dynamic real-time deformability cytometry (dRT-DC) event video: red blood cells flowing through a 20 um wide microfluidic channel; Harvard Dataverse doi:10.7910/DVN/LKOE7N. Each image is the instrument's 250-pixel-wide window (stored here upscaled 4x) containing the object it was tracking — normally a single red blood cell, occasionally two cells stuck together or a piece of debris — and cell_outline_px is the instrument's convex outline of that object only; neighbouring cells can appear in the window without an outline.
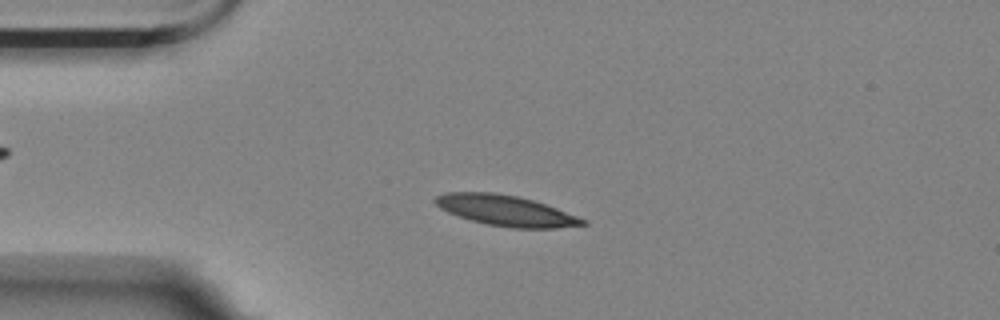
{"species": "Egyptian fruit bat (a non-hibernating species)", "species_latin": "Rousettus aegyptiacus", "temperature_condition": "room temperature", "stored_images_in_passage": 56, "camera_frame_rate_fps": 3000, "um_per_image_px": 0.085, "animal": {"sex": "female"}, "frame": {"image": 1, "passage_image": 12, "time_ms": 3.667, "image_size_px": [1000, 320], "cell_outline_px": [[588, 224], [556, 228], [512, 228], [484, 224], [448, 212], [440, 208], [432, 200], [436, 196], [444, 192], [496, 192], [520, 196], [556, 208], [588, 220]], "centroid_in_image_um": [42.99, 17.89], "position_along_channel_um": 42.0, "area_um2": 26.36}}
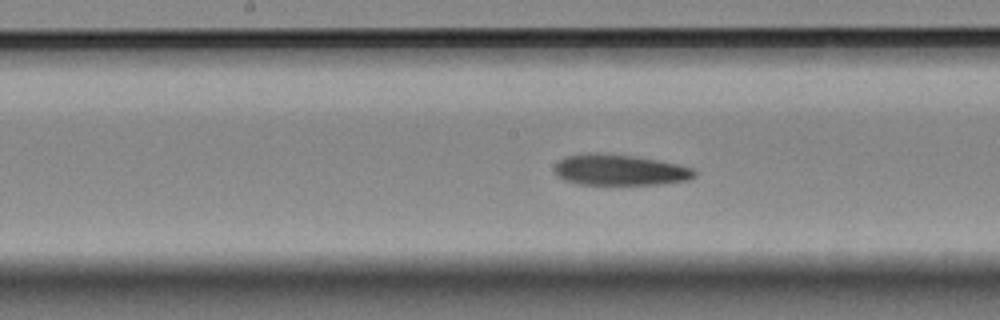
{"frame": {"image": 2, "passage_image": 27, "time_ms": 8.667, "image_size_px": [1000, 320], "cell_outline_px": [[700, 172], [696, 176], [688, 180], [660, 184], [580, 184], [564, 180], [556, 176], [556, 164], [560, 160], [568, 156], [588, 152], [600, 152], [636, 156], [676, 164], [692, 168]], "centroid_in_image_um": [52.71, 14.44], "position_along_channel_um": 195.5, "area_um2": 25.26}}
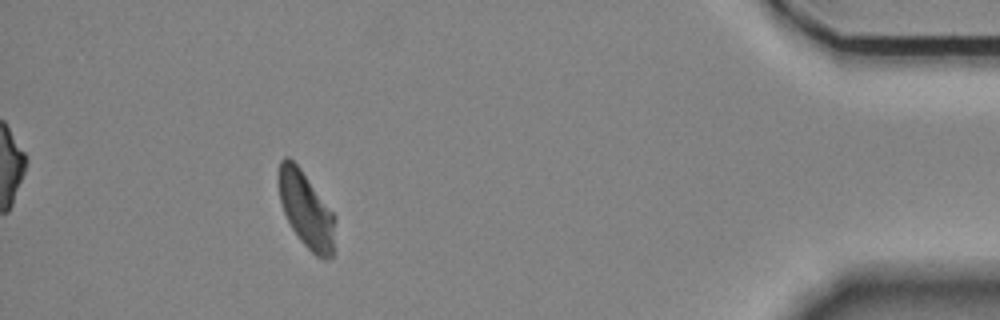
{"frame": {"image": 3, "passage_image": 50, "time_ms": 16.333, "image_size_px": [1000, 320], "cell_outline_px": [[336, 220], [332, 256], [328, 260], [324, 260], [316, 256], [300, 240], [292, 228], [284, 212], [280, 200], [276, 176], [280, 160], [284, 156], [288, 156], [300, 168], [336, 216]], "centroid_in_image_um": [26.01, 17.81], "position_along_channel_um": 409.2, "area_um2": 25.14}}